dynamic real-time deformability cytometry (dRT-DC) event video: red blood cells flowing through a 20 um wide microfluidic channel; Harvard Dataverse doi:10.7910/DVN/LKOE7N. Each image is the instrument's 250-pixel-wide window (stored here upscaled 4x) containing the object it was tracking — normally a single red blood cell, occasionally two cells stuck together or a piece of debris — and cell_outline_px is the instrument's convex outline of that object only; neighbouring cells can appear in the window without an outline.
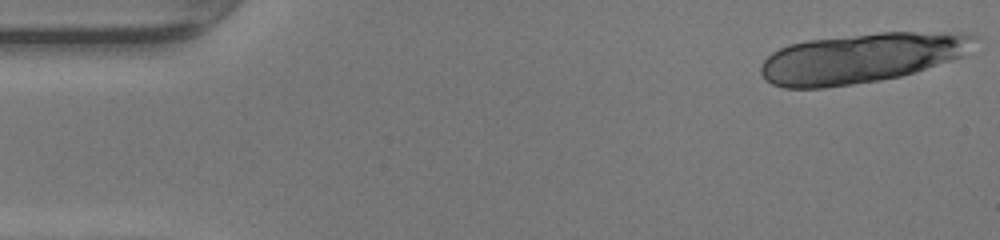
{"species": "human", "species_latin": "Homo sapiens", "temperature_condition": "warm", "stored_images_in_passage": 10, "camera_frame_rate_fps": 3000, "um_per_image_px": 0.085, "donor": {"sex": "female"}, "frame": {"image": 1, "passage_image": 1, "time_ms": 0.0, "image_size_px": [1000, 240], "cell_outline_px": [[980, 36], [964, 56], [952, 60], [900, 76], [880, 80], [824, 88], [784, 88], [772, 84], [760, 72], [760, 68], [764, 60], [772, 52], [788, 44], [808, 40], [880, 32], [972, 32]], "centroid_in_image_um": [73.26, 4.91], "position_along_channel_um": 11.7, "area_um2": 62.14}}